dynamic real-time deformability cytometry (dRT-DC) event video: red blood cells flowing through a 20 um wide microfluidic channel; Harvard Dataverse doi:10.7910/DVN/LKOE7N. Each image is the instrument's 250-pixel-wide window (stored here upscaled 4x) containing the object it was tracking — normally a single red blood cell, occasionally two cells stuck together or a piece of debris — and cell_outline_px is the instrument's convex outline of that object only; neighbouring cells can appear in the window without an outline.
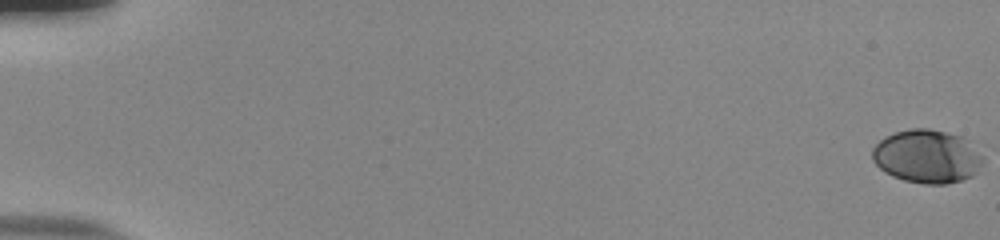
{"species": "human", "species_latin": "Homo sapiens", "temperature_condition": "room temperature", "stored_images_in_passage": 57, "camera_frame_rate_fps": 3000, "um_per_image_px": 0.085, "donor": {"sex": "male"}, "frame": {"image": 1, "passage_image": 1, "time_ms": 0.0, "image_size_px": [1000, 240], "cell_outline_px": [[984, 164], [972, 176], [960, 180], [944, 184], [924, 184], [904, 180], [892, 176], [884, 172], [872, 160], [872, 148], [884, 136], [896, 132], [912, 128], [928, 128], [960, 136], [968, 140], [984, 156]], "centroid_in_image_um": [78.8, 13.29], "position_along_channel_um": 6.2, "area_um2": 34.62}}
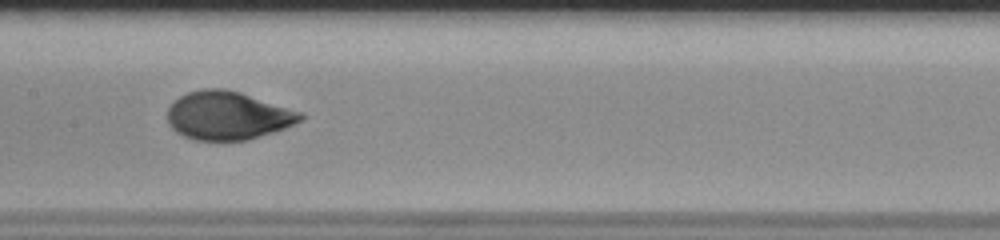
{"frame": {"image": 2, "passage_image": 31, "time_ms": 10.0, "image_size_px": [1000, 240], "cell_outline_px": [[304, 116], [300, 120], [284, 128], [248, 140], [192, 140], [176, 132], [168, 124], [168, 108], [180, 96], [188, 92], [204, 88], [224, 88], [240, 92], [304, 112]], "centroid_in_image_um": [19.35, 9.82], "position_along_channel_um": 188.0, "area_um2": 37.4}}
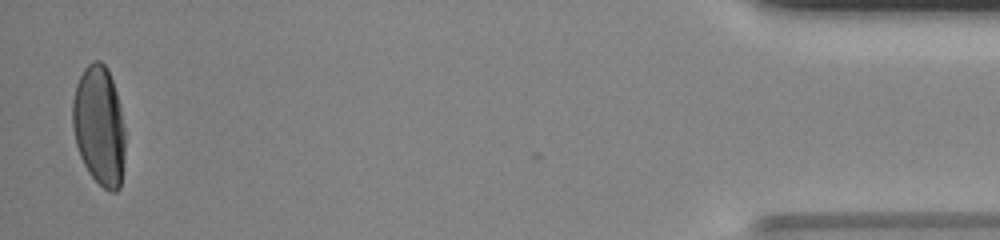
{"frame": {"image": 3, "passage_image": 56, "time_ms": 18.333, "image_size_px": [1000, 240], "cell_outline_px": [[124, 156], [120, 188], [116, 192], [108, 192], [88, 172], [80, 156], [76, 144], [72, 128], [72, 100], [76, 84], [84, 68], [92, 60], [100, 60], [104, 64], [112, 80], [120, 104], [124, 128]], "centroid_in_image_um": [8.42, 10.69], "position_along_channel_um": 426.8, "area_um2": 36.76}, "authors_computed_cell_mechanics": {"area_um2": 36.1828, "velocity_mm_per_s": 3.7887, "shape_relaxation_time_tau1_ms": 4.3929, "shape_relaxation_time_tau2_ms": null, "deformation_change_tau1": 0.1947, "deformation_change_tau2": null}}